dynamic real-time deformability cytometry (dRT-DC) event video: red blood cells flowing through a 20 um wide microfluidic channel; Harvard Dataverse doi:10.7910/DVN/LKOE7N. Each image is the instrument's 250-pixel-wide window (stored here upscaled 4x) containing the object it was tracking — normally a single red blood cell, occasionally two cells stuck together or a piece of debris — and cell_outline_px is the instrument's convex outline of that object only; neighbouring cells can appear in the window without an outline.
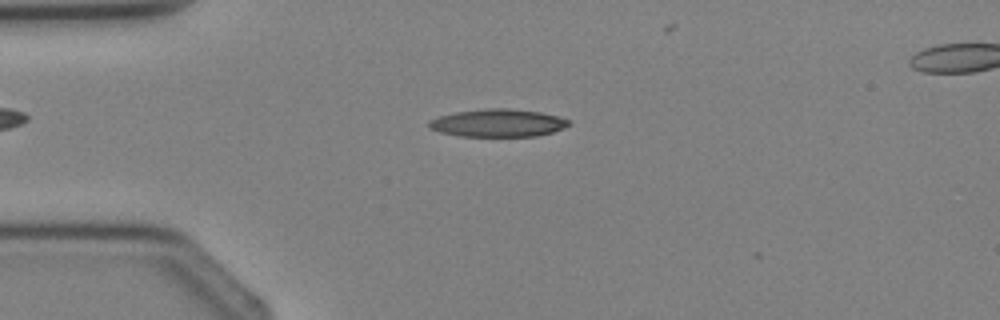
{"species": "Egyptian fruit bat (a non-hibernating species)", "species_latin": "Rousettus aegyptiacus", "temperature_condition": "cold", "stored_images_in_passage": 3, "segment_of_instrument_passage": [1, 2], "camera_frame_rate_fps": 3000, "um_per_image_px": 0.085, "animal": {"sex": "female"}, "frame": {"image": 1, "passage_image": 2, "time_ms": 1.0, "image_size_px": [1000, 320], "cell_outline_px": [[572, 124], [552, 132], [536, 136], [460, 136], [440, 132], [428, 128], [428, 120], [440, 116], [456, 112], [484, 108], [508, 108], [540, 112], [572, 120]], "centroid_in_image_um": [42.32, 10.45], "position_along_channel_um": 42.7, "area_um2": 22.66}}